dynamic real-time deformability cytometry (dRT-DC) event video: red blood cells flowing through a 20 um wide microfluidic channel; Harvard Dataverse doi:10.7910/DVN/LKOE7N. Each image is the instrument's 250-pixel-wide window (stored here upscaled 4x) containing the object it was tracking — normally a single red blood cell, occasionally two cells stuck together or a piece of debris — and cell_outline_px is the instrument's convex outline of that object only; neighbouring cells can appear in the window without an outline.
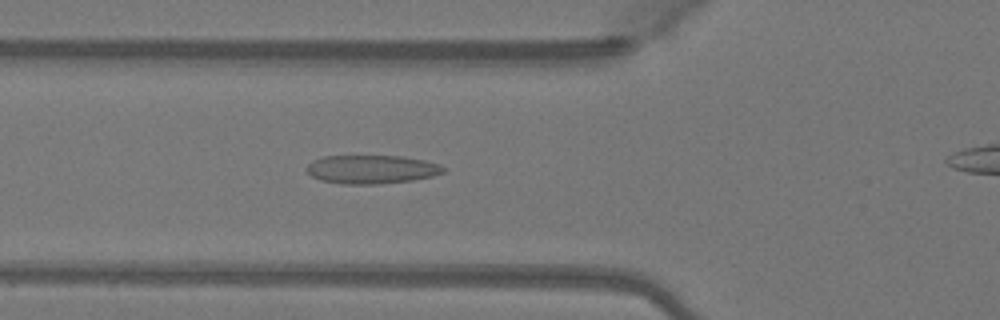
{"species": "Egyptian fruit bat (a non-hibernating species)", "species_latin": "Rousettus aegyptiacus", "temperature_condition": "warm", "stored_images_in_passage": 43, "camera_frame_rate_fps": 3000, "um_per_image_px": 0.085, "animal": {"sex": "female"}, "frame": {"image": 1, "passage_image": 18, "time_ms": 5.667, "image_size_px": [1000, 320], "cell_outline_px": [[444, 172], [432, 176], [412, 180], [380, 184], [340, 184], [320, 180], [312, 176], [304, 168], [312, 160], [324, 156], [400, 156], [424, 160], [440, 164], [444, 168]], "centroid_in_image_um": [31.55, 14.4], "position_along_channel_um": 94.3, "area_um2": 22.83}}
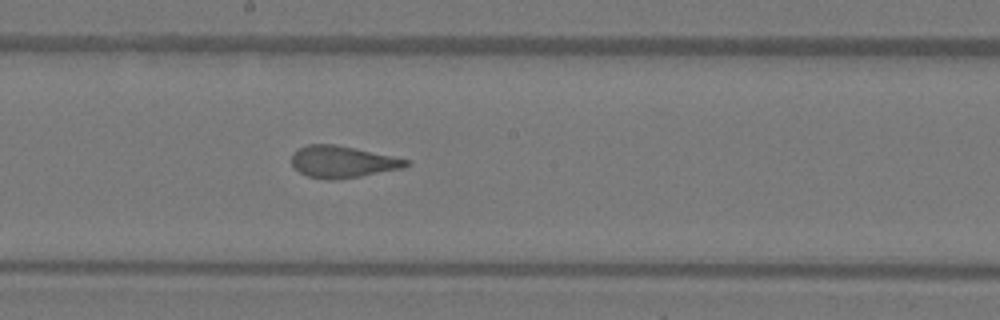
{"frame": {"image": 2, "passage_image": 27, "time_ms": 8.667, "image_size_px": [1000, 320], "cell_outline_px": [[412, 164], [404, 168], [360, 176], [336, 180], [324, 180], [308, 176], [300, 172], [292, 164], [292, 152], [296, 148], [308, 144], [336, 144], [412, 160]], "centroid_in_image_um": [29.13, 13.75], "position_along_channel_um": 219.1, "area_um2": 21.5}}
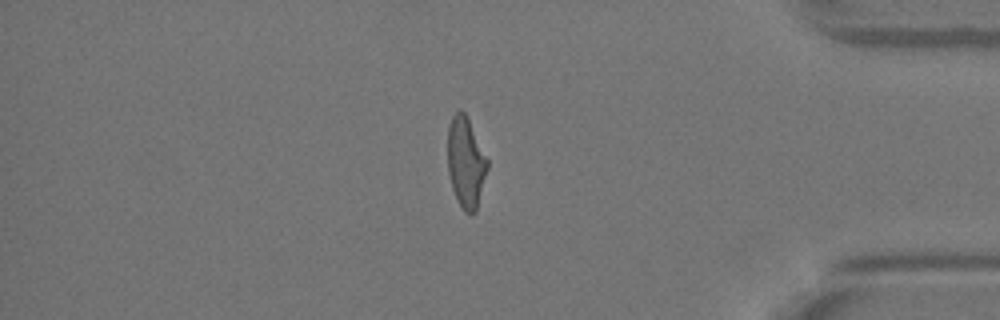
{"frame": {"image": 3, "passage_image": 42, "time_ms": 13.667, "image_size_px": [1000, 320], "cell_outline_px": [[488, 168], [476, 212], [472, 216], [468, 216], [464, 212], [452, 188], [448, 172], [448, 124], [452, 116], [460, 108], [464, 112], [488, 160]], "centroid_in_image_um": [39.59, 13.85], "position_along_channel_um": 395.6, "area_um2": 20.92}}